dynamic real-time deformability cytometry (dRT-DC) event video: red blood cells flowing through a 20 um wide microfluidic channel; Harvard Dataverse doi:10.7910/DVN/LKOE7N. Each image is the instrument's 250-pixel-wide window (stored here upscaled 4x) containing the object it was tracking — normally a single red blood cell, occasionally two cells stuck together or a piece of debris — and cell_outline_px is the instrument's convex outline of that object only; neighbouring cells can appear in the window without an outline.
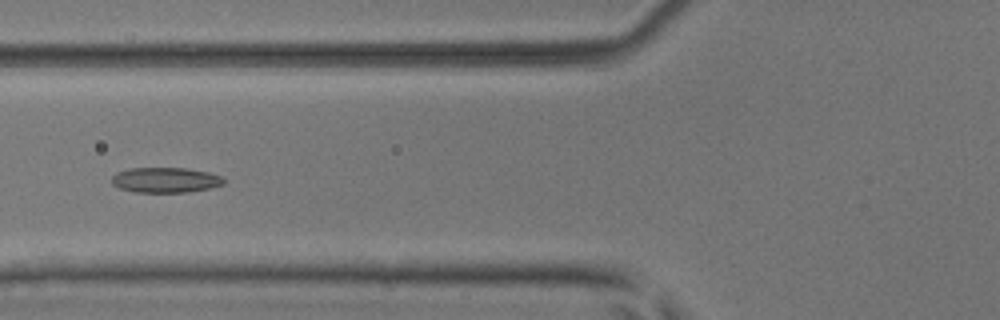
{"species": "common noctule bat (a hibernating species)", "species_latin": "Nyctalus noctula", "temperature_condition": "room temperature", "stored_images_in_passage": 6, "camera_frame_rate_fps": 3000, "um_per_image_px": 0.085, "animal": {"sex": "male", "body_mass_g": 17.9, "forearm_length_mm": 54.2}, "frame": {"image": 1, "passage_image": 6, "time_ms": 1.667, "image_size_px": [1000, 320], "cell_outline_px": [[224, 184], [212, 188], [188, 192], [136, 192], [120, 188], [112, 184], [112, 176], [116, 172], [128, 168], [184, 168], [208, 172], [220, 176], [224, 180]], "centroid_in_image_um": [14.05, 15.3], "position_along_channel_um": 111.7, "area_um2": 16.47}}